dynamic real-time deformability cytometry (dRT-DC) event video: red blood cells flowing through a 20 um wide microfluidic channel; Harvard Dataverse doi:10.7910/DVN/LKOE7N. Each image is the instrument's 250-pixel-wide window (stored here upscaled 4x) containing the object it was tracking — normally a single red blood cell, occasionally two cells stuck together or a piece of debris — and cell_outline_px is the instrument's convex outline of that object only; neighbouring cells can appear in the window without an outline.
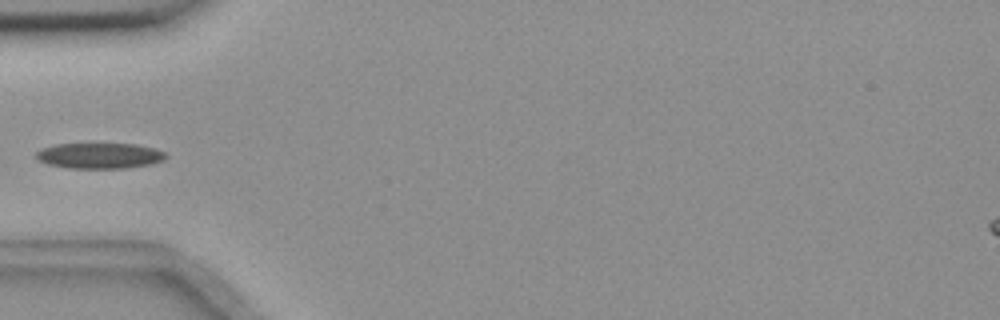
{"species": "common noctule bat (a hibernating species)", "species_latin": "Nyctalus noctula", "temperature_condition": "room temperature", "stored_images_in_passage": 7, "camera_frame_rate_fps": 3000, "um_per_image_px": 0.085, "animal": {"sex": "female", "body_mass_g": 18.4}, "frame": {"image": 1, "passage_image": 5, "time_ms": 1.333, "image_size_px": [1000, 320], "cell_outline_px": [[168, 156], [164, 160], [152, 164], [124, 168], [68, 168], [48, 164], [36, 160], [36, 152], [40, 148], [56, 144], [136, 144], [156, 148], [164, 152]], "centroid_in_image_um": [8.46, 13.23], "position_along_channel_um": 76.5, "area_um2": 19.54}}
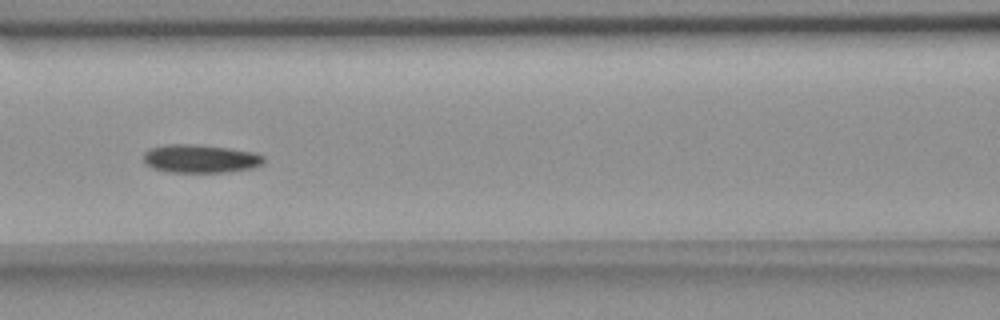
{"frame": {"image": 2, "passage_image": 7, "time_ms": 2.0, "image_size_px": [1000, 320], "cell_outline_px": [[264, 164], [252, 168], [224, 172], [168, 172], [152, 168], [144, 164], [144, 152], [148, 148], [164, 144], [196, 144], [228, 148], [252, 152], [264, 156]], "centroid_in_image_um": [16.98, 13.48], "position_along_channel_um": 149.6, "area_um2": 20.0}}